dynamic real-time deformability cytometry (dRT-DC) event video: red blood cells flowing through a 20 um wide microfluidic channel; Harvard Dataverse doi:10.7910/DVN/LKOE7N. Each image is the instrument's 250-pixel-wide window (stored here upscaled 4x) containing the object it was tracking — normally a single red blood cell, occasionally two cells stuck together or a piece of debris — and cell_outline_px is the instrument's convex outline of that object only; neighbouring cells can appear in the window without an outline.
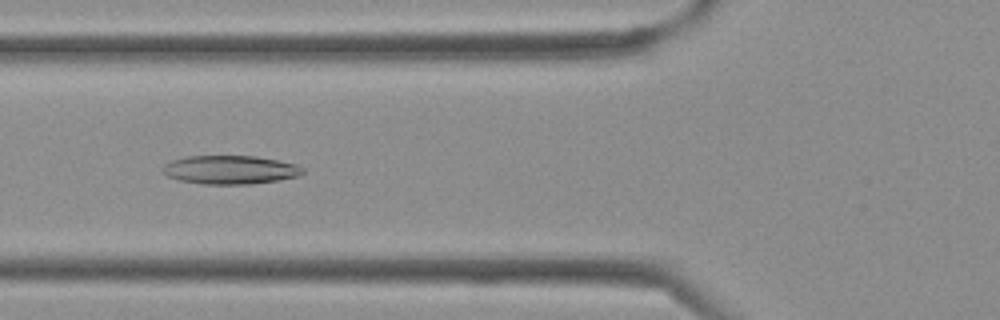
{"species": "Egyptian fruit bat (a non-hibernating species)", "species_latin": "Rousettus aegyptiacus", "temperature_condition": "cold", "stored_images_in_passage": 38, "camera_frame_rate_fps": 3000, "um_per_image_px": 0.085, "frame": {"image": 1, "passage_image": 14, "time_ms": 4.333, "image_size_px": [1000, 320], "cell_outline_px": [[304, 172], [296, 176], [276, 180], [252, 184], [200, 184], [180, 180], [168, 176], [160, 168], [164, 164], [172, 160], [184, 156], [256, 156], [296, 164], [304, 168]], "centroid_in_image_um": [19.52, 14.42], "position_along_channel_um": 106.3, "area_um2": 23.29}}
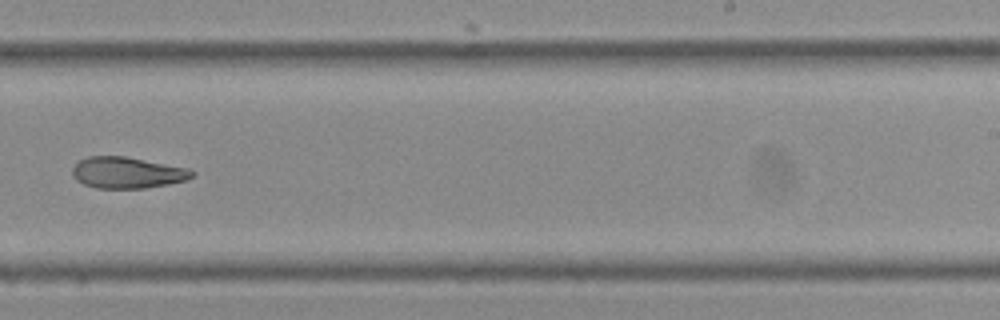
{"frame": {"image": 2, "passage_image": 24, "time_ms": 7.667, "image_size_px": [1000, 320], "cell_outline_px": [[196, 172], [192, 176], [184, 180], [168, 184], [144, 188], [96, 188], [84, 184], [76, 180], [72, 176], [72, 168], [80, 160], [88, 156], [124, 156], [188, 168]], "centroid_in_image_um": [10.78, 14.67], "position_along_channel_um": 278.2, "area_um2": 21.68}}
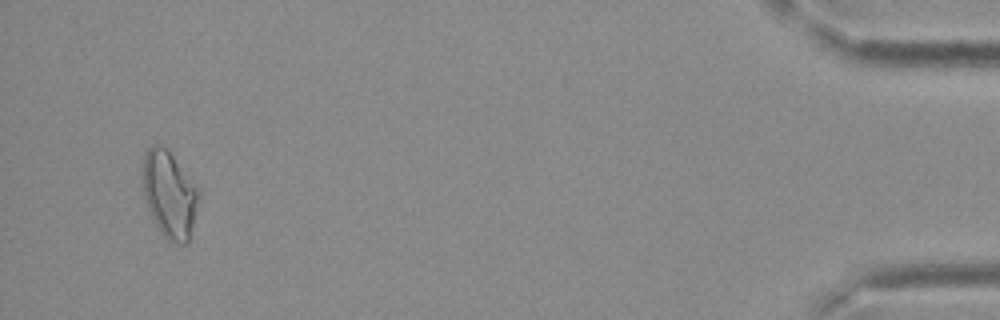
{"frame": {"image": 3, "passage_image": 37, "time_ms": 12.0, "image_size_px": [1000, 320], "cell_outline_px": [[200, 196], [188, 244], [180, 244], [168, 240], [160, 232], [148, 208], [144, 196], [144, 156], [148, 148], [152, 144], [156, 144], [164, 148], [172, 156], [200, 192]], "centroid_in_image_um": [14.41, 16.58], "position_along_channel_um": 420.8, "area_um2": 27.51}}